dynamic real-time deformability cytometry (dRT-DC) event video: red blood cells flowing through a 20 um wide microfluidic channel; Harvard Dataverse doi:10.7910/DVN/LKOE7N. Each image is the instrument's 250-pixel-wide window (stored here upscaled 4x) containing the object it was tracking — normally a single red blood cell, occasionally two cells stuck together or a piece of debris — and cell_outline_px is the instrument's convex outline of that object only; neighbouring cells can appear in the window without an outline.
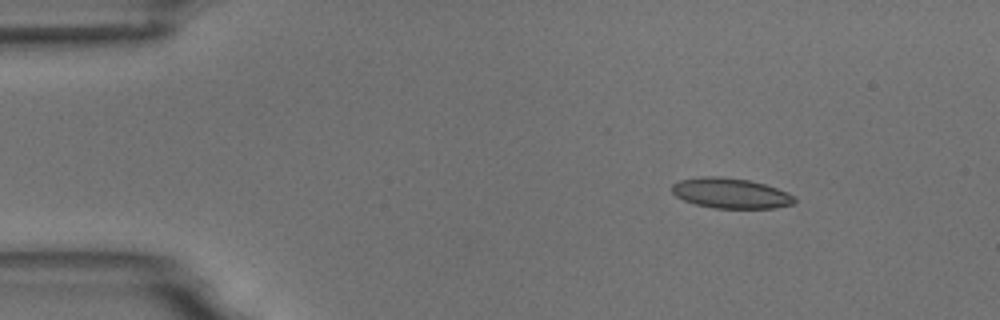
{"species": "common noctule bat (a hibernating species)", "species_latin": "Nyctalus noctula", "temperature_condition": "room temperature", "stored_images_in_passage": 7, "camera_frame_rate_fps": 3000, "um_per_image_px": 0.085, "animal": {"sex": "male", "body_mass_g": 18.8}, "frame": {"image": 1, "passage_image": 2, "time_ms": 1.0, "image_size_px": [1000, 320], "cell_outline_px": [[796, 200], [792, 204], [772, 208], [712, 208], [696, 204], [684, 200], [676, 196], [672, 192], [672, 184], [680, 180], [700, 176], [720, 176], [748, 180], [764, 184], [788, 192], [796, 196]], "centroid_in_image_um": [62.1, 16.42], "position_along_channel_um": 22.9, "area_um2": 21.62}}
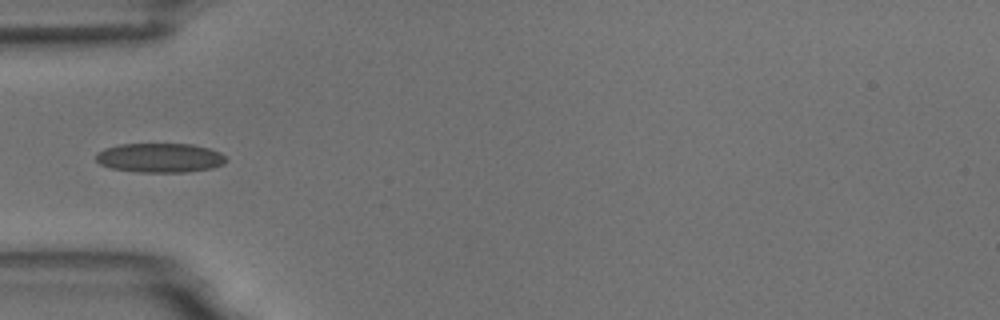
{"frame": {"image": 2, "passage_image": 4, "time_ms": 4.333, "image_size_px": [1000, 320], "cell_outline_px": [[228, 160], [224, 164], [212, 168], [184, 172], [136, 172], [112, 168], [100, 164], [96, 160], [96, 156], [104, 148], [120, 144], [192, 144], [208, 148], [220, 152]], "centroid_in_image_um": [13.61, 13.41], "position_along_channel_um": 71.4, "area_um2": 22.2}}